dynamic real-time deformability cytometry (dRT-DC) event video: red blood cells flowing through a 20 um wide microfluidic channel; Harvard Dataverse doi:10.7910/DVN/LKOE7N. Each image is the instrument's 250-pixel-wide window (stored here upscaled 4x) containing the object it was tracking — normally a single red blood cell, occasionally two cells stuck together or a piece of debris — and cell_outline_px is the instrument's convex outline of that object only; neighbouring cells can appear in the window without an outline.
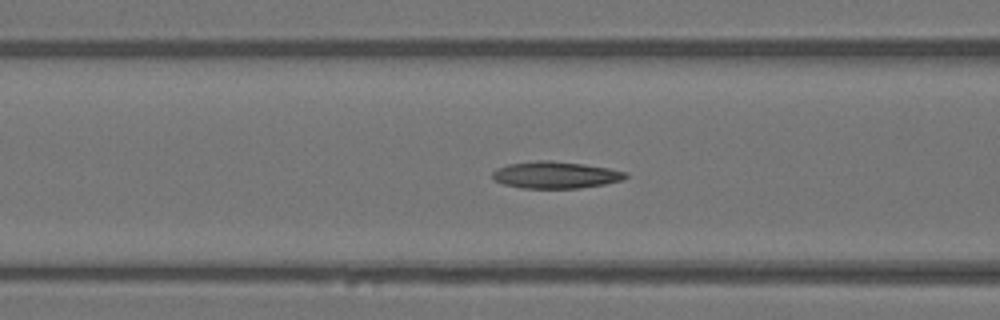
{"species": "Egyptian fruit bat (a non-hibernating species)", "species_latin": "Rousettus aegyptiacus", "temperature_condition": "warm", "stored_images_in_passage": 43, "camera_frame_rate_fps": 3000, "um_per_image_px": 0.085, "animal": {"sex": "female"}, "frame": {"image": 1, "passage_image": 13, "time_ms": 4.0, "image_size_px": [1000, 320], "cell_outline_px": [[628, 176], [624, 180], [604, 184], [580, 188], [520, 188], [504, 184], [496, 180], [492, 176], [492, 172], [496, 168], [508, 164], [536, 160], [548, 160], [584, 164], [608, 168], [628, 172]], "centroid_in_image_um": [47.23, 14.87], "position_along_channel_um": 119.4, "area_um2": 20.92}}
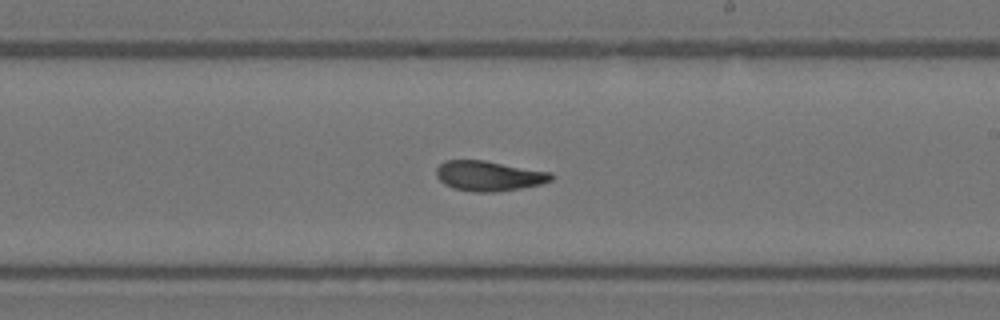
{"frame": {"image": 2, "passage_image": 22, "time_ms": 7.0, "image_size_px": [1000, 320], "cell_outline_px": [[552, 180], [540, 184], [520, 188], [496, 192], [476, 192], [452, 188], [444, 184], [436, 176], [436, 168], [444, 160], [484, 160], [552, 172]], "centroid_in_image_um": [41.53, 14.94], "position_along_channel_um": 247.5, "area_um2": 20.17}}
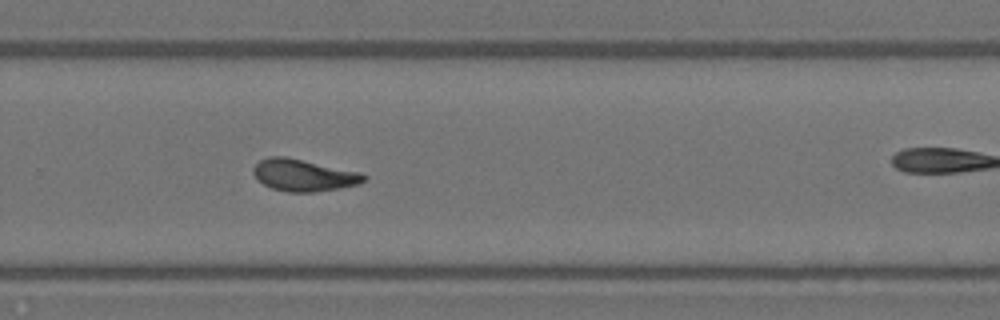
{"frame": {"image": 3, "passage_image": 26, "time_ms": 8.333, "image_size_px": [1000, 320], "cell_outline_px": [[368, 176], [364, 180], [356, 184], [340, 188], [316, 192], [288, 192], [272, 188], [256, 180], [252, 172], [252, 168], [260, 160], [268, 156], [284, 156], [360, 172]], "centroid_in_image_um": [25.76, 14.89], "position_along_channel_um": 304.0, "area_um2": 20.52}}